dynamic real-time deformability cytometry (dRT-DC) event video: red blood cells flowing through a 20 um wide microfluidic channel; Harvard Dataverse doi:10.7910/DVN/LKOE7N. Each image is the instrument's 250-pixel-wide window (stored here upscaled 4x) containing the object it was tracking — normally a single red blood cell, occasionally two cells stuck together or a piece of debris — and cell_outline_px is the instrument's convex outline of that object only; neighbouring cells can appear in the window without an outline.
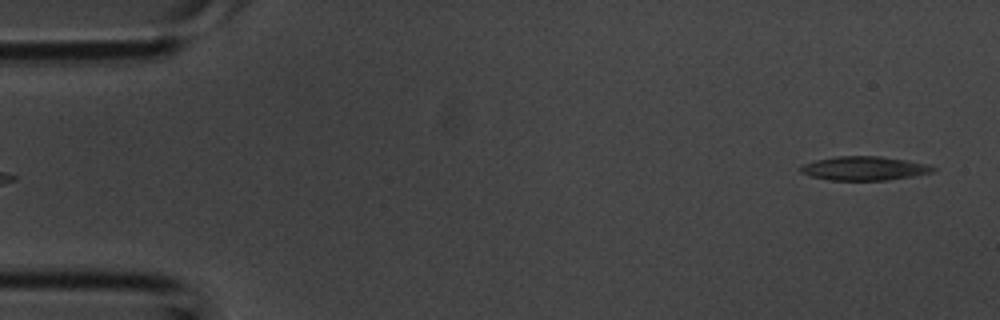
{"species": "common noctule bat (a hibernating species)", "species_latin": "Nyctalus noctula", "temperature_condition": "room temperature", "stored_images_in_passage": 4, "camera_frame_rate_fps": 3000, "um_per_image_px": 0.085, "animal": {"sex": "male", "body_mass_g": 20.1, "forearm_length_mm": 53.5}, "frame": {"image": 1, "passage_image": 4, "time_ms": 1.0, "image_size_px": [1000, 320], "cell_outline_px": [[936, 168], [932, 172], [912, 176], [888, 180], [828, 180], [812, 176], [800, 172], [800, 164], [816, 160], [836, 156], [880, 156], [908, 160], [928, 164]], "centroid_in_image_um": [73.44, 14.3], "position_along_channel_um": 11.6, "area_um2": 18.5}}